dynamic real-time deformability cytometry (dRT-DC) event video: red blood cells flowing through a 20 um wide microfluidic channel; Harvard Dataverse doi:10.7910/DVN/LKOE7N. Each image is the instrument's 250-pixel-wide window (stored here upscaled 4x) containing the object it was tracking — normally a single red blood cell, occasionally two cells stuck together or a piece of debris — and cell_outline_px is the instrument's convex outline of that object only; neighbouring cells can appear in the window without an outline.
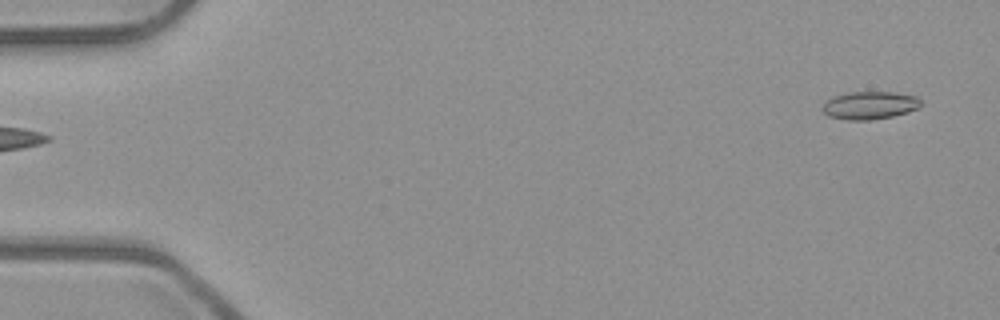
{"species": "common noctule bat (a hibernating species)", "species_latin": "Nyctalus noctula", "temperature_condition": "room temperature", "stored_images_in_passage": 3, "segment_of_instrument_passage": [2, 2], "camera_frame_rate_fps": 3000, "um_per_image_px": 0.085, "animal": {"sex": "male", "body_mass_g": 23.1, "forearm_length_mm": 52.7}, "frame": {"image": 1, "passage_image": 3, "time_ms": 0.667, "image_size_px": [1000, 320], "cell_outline_px": [[920, 108], [908, 112], [892, 116], [868, 120], [848, 120], [828, 116], [824, 112], [824, 104], [832, 96], [848, 92], [896, 92], [916, 96], [920, 100]], "centroid_in_image_um": [73.95, 8.94], "position_along_channel_um": 11.1, "area_um2": 15.9}}